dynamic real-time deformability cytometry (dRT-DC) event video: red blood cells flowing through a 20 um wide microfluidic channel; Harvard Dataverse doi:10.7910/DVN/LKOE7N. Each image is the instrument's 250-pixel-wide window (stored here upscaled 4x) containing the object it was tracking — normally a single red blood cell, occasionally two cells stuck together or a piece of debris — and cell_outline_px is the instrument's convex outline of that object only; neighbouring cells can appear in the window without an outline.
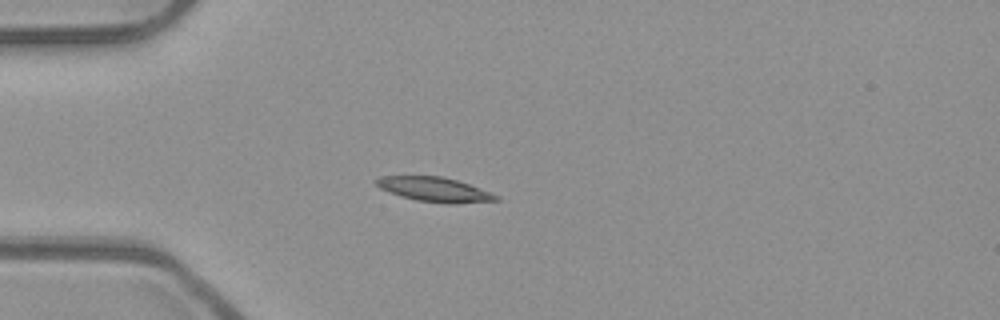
{"species": "common noctule bat (a hibernating species)", "species_latin": "Nyctalus noctula", "temperature_condition": "room temperature", "stored_images_in_passage": 29, "camera_frame_rate_fps": 3000, "um_per_image_px": 0.085, "animal": {"sex": "male", "body_mass_g": 23.1, "forearm_length_mm": 52.7}, "frame": {"image": 1, "passage_image": 1, "time_ms": 0.0, "image_size_px": [1000, 320], "cell_outline_px": [[500, 200], [452, 204], [444, 204], [416, 200], [400, 196], [388, 192], [380, 188], [376, 184], [376, 180], [380, 176], [440, 176], [456, 180], [468, 184], [500, 196]], "centroid_in_image_um": [36.93, 16.12], "position_along_channel_um": 48.1, "area_um2": 17.05}}
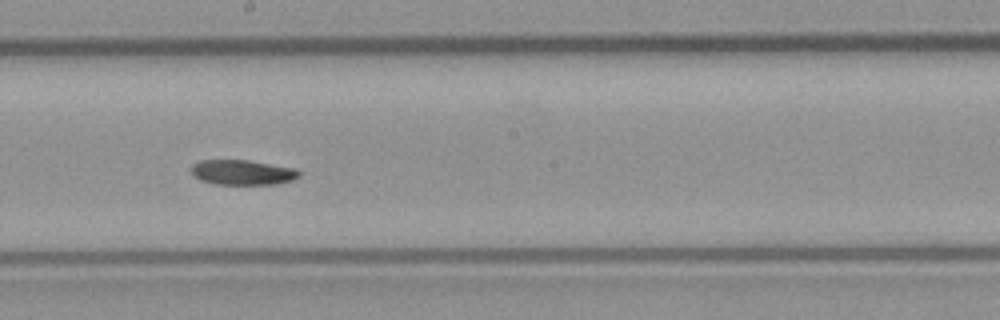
{"frame": {"image": 2, "passage_image": 16, "time_ms": 5.0, "image_size_px": [1000, 320], "cell_outline_px": [[300, 176], [292, 180], [276, 184], [212, 184], [200, 180], [192, 176], [192, 164], [200, 160], [248, 160], [296, 168], [300, 172]], "centroid_in_image_um": [20.6, 14.65], "position_along_channel_um": 227.6, "area_um2": 15.84}}
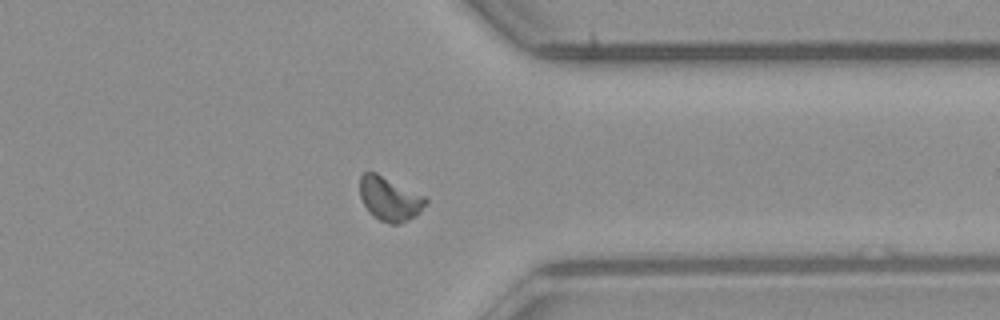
{"frame": {"image": 3, "passage_image": 28, "time_ms": 9.0, "image_size_px": [1000, 320], "cell_outline_px": [[428, 200], [420, 212], [416, 216], [400, 224], [392, 224], [380, 220], [368, 212], [360, 196], [360, 176], [364, 172], [376, 172], [428, 196]], "centroid_in_image_um": [33.15, 16.89], "position_along_channel_um": 378.2, "area_um2": 17.17}}